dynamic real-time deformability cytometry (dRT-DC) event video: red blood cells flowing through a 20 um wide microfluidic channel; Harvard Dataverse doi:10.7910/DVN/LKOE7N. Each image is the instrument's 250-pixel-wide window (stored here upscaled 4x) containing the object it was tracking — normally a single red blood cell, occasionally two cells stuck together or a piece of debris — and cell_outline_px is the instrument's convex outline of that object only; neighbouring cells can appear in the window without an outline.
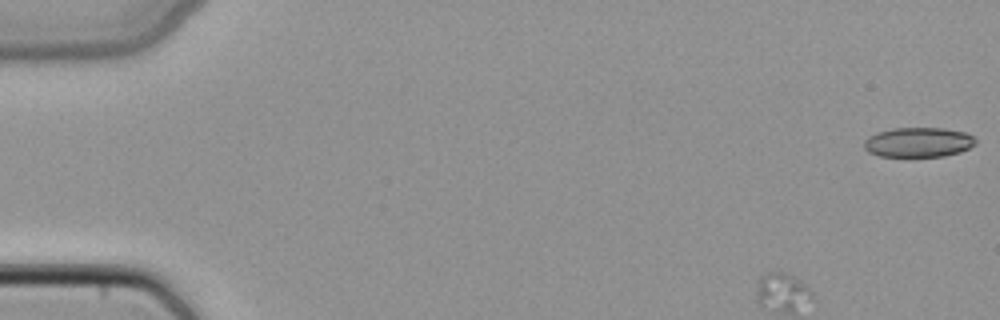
{"species": "common noctule bat (a hibernating species)", "species_latin": "Nyctalus noctula", "temperature_condition": "cold", "stored_images_in_passage": 48, "segment_of_instrument_passage": [1, 2], "camera_frame_rate_fps": 3000, "um_per_image_px": 0.085, "animal": {"sex": "female", "body_mass_g": 22.7, "forearm_length_mm": 54.2}, "frame": {"image": 1, "passage_image": 1, "time_ms": 0.0, "image_size_px": [1000, 320], "cell_outline_px": [[976, 144], [960, 152], [944, 156], [880, 156], [868, 152], [864, 148], [864, 140], [868, 136], [876, 132], [892, 128], [944, 128], [964, 132], [972, 136], [976, 140]], "centroid_in_image_um": [78.03, 12.08], "position_along_channel_um": 7.0, "area_um2": 19.36}}
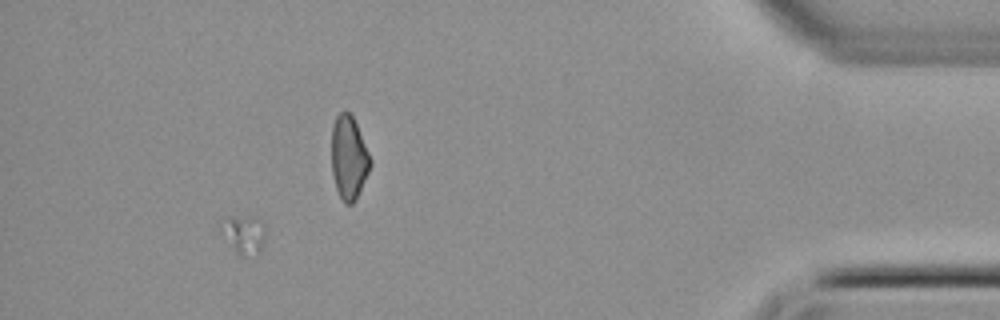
{"frame": {"image": 2, "passage_image": 44, "time_ms": 14.333, "image_size_px": [1000, 320], "cell_outline_px": [[264, 240], [260, 252], [244, 256], [240, 256], [236, 252], [216, 224], [224, 216], [252, 216], [260, 220], [264, 224]], "centroid_in_image_um": [20.67, 19.86], "position_along_channel_um": 414.5, "area_um2": 10.17}}